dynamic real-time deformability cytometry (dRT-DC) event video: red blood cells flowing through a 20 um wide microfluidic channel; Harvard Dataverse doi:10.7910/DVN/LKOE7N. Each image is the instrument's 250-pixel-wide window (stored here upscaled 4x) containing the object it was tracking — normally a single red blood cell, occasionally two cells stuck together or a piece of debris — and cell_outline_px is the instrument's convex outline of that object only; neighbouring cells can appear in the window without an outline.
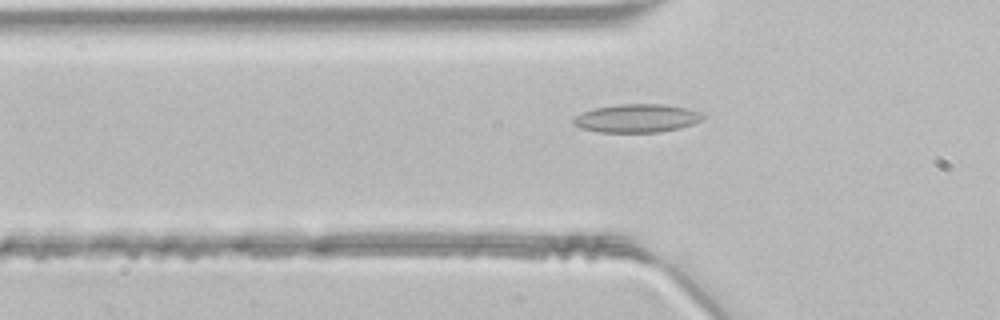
{"species": "common noctule bat (a hibernating species)", "species_latin": "Nyctalus noctula", "temperature_condition": "room temperature", "stored_images_in_passage": 37, "segment_of_instrument_passage": [1, 2], "camera_frame_rate_fps": 3000, "um_per_image_px": 0.085, "animal": {"sex": "male", "body_mass_g": 21.5, "forearm_length_mm": 52.0}, "frame": {"image": 1, "passage_image": 4, "time_ms": 1.0, "image_size_px": [1000, 320], "cell_outline_px": [[708, 116], [692, 124], [680, 128], [660, 132], [600, 132], [580, 128], [572, 124], [572, 120], [576, 116], [584, 112], [596, 108], [620, 104], [664, 104], [684, 108], [700, 112]], "centroid_in_image_um": [54.14, 10.06], "position_along_channel_um": 71.7, "area_um2": 21.27}}
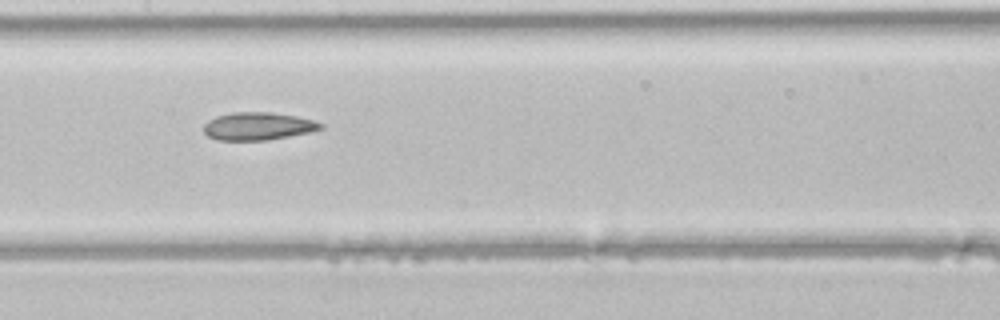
{"frame": {"image": 2, "passage_image": 12, "time_ms": 3.667, "image_size_px": [1000, 320], "cell_outline_px": [[324, 128], [312, 132], [268, 140], [216, 140], [208, 136], [204, 132], [204, 124], [208, 120], [216, 116], [232, 112], [272, 112], [296, 116], [312, 120], [324, 124]], "centroid_in_image_um": [21.94, 10.73], "position_along_channel_um": 185.5, "area_um2": 19.07}}
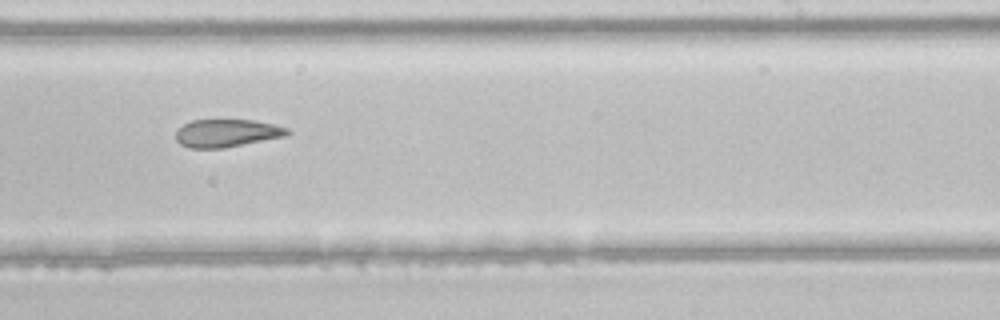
{"frame": {"image": 3, "passage_image": 18, "time_ms": 5.667, "image_size_px": [1000, 320], "cell_outline_px": [[292, 132], [284, 136], [224, 148], [188, 148], [180, 144], [176, 140], [176, 132], [184, 124], [192, 120], [252, 120], [276, 124], [288, 128]], "centroid_in_image_um": [19.28, 11.31], "position_along_channel_um": 269.7, "area_um2": 18.03}}